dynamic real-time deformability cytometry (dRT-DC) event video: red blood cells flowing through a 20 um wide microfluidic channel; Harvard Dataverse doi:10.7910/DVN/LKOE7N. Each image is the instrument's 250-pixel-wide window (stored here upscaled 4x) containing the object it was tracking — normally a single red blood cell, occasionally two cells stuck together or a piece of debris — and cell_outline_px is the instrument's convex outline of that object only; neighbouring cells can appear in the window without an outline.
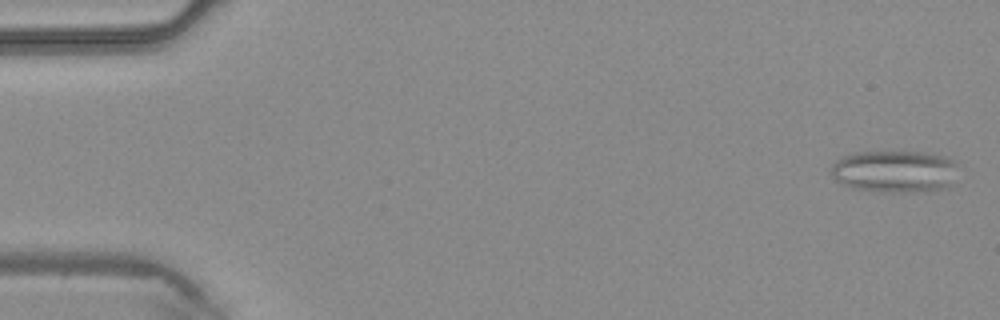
{"species": "common noctule bat (a hibernating species)", "species_latin": "Nyctalus noctula", "temperature_condition": "warm", "stored_images_in_passage": 4, "camera_frame_rate_fps": 3000, "um_per_image_px": 0.085, "animal": {"sex": "male", "body_mass_g": 20.4}, "frame": {"image": 1, "passage_image": 1, "time_ms": 0.0, "image_size_px": [1000, 320], "cell_outline_px": [[952, 164], [948, 188], [924, 192], [880, 192], [852, 188], [836, 180], [832, 176], [832, 164], [836, 160], [844, 156], [856, 152], [924, 152], [944, 156], [952, 160]], "centroid_in_image_um": [75.95, 14.58], "position_along_channel_um": 9.0, "area_um2": 30.69}}